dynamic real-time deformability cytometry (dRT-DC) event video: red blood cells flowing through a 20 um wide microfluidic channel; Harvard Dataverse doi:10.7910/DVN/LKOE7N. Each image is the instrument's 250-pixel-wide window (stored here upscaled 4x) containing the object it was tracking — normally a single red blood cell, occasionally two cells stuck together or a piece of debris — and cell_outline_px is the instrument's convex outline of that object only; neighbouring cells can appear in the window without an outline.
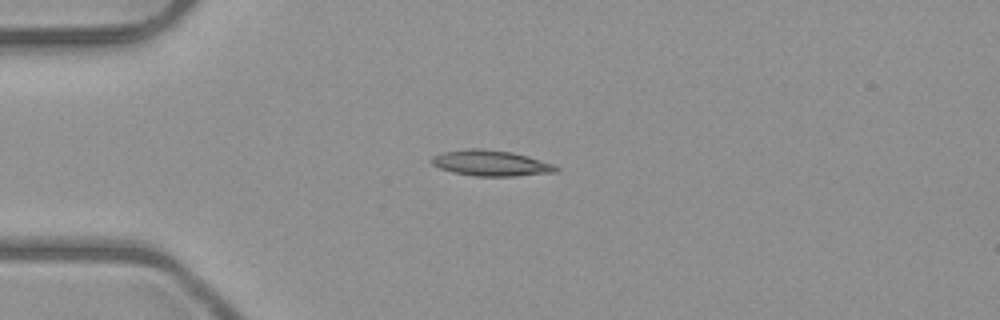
{"species": "common noctule bat (a hibernating species)", "species_latin": "Nyctalus noctula", "temperature_condition": "room temperature", "stored_images_in_passage": 5, "camera_frame_rate_fps": 3000, "um_per_image_px": 0.085, "animal": {"sex": "male", "body_mass_g": 23.1, "forearm_length_mm": 52.7}, "frame": {"image": 1, "passage_image": 3, "time_ms": 2.333, "image_size_px": [1000, 320], "cell_outline_px": [[560, 168], [556, 172], [516, 176], [476, 176], [452, 172], [440, 168], [432, 164], [428, 160], [432, 156], [440, 152], [468, 148], [480, 148], [512, 152], [528, 156], [552, 164]], "centroid_in_image_um": [41.67, 13.86], "position_along_channel_um": 43.3, "area_um2": 18.79}}
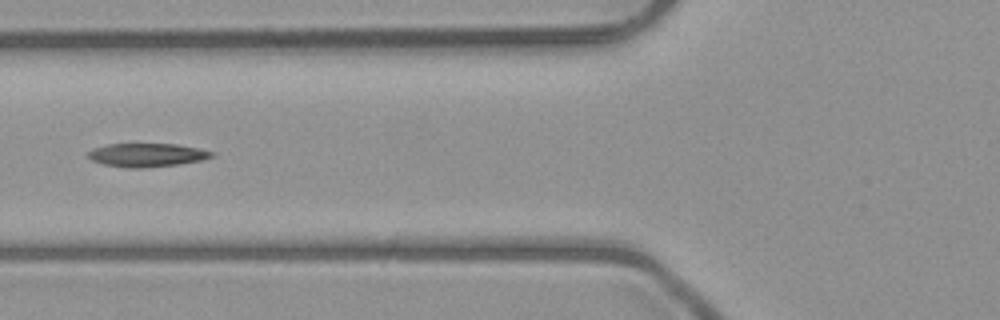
{"frame": {"image": 2, "passage_image": 5, "time_ms": 4.667, "image_size_px": [1000, 320], "cell_outline_px": [[216, 152], [212, 156], [200, 160], [180, 164], [140, 168], [128, 168], [104, 164], [92, 160], [88, 156], [88, 152], [92, 148], [108, 144], [176, 144]], "centroid_in_image_um": [12.47, 13.17], "position_along_channel_um": 113.3, "area_um2": 16.76}}